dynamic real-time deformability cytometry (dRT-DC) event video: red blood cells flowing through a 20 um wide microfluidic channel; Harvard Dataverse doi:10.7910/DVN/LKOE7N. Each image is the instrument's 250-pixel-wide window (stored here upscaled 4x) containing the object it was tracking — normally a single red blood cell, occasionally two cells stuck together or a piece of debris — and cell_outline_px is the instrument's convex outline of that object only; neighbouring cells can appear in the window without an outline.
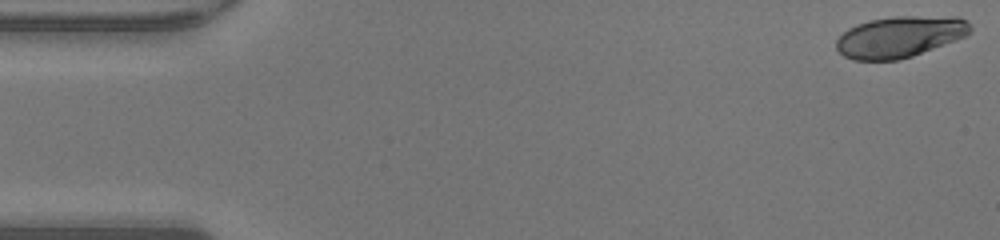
{"species": "human", "species_latin": "Homo sapiens", "temperature_condition": "warm", "stored_images_in_passage": 48, "camera_frame_rate_fps": 3000, "um_per_image_px": 0.085, "donor": {"sex": "male"}, "frame": {"image": 1, "passage_image": 1, "time_ms": 0.0, "image_size_px": [1000, 240], "cell_outline_px": [[972, 32], [956, 40], [912, 56], [900, 60], [852, 60], [844, 56], [836, 48], [836, 40], [848, 28], [856, 24], [868, 20], [892, 16], [960, 16], [968, 20], [972, 28]], "centroid_in_image_um": [76.51, 3.11], "position_along_channel_um": 8.5, "area_um2": 32.54}}
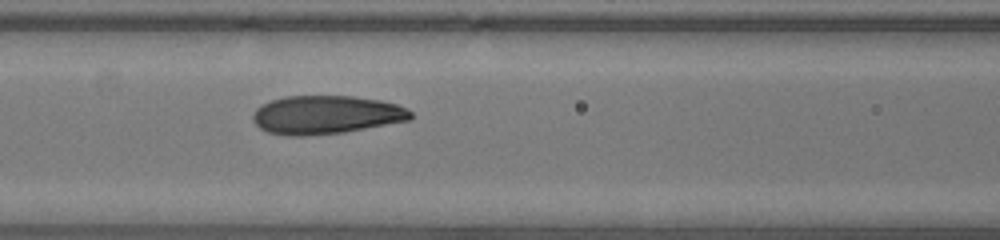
{"frame": {"image": 2, "passage_image": 20, "time_ms": 6.333, "image_size_px": [1000, 240], "cell_outline_px": [[412, 120], [344, 132], [304, 136], [288, 136], [268, 132], [260, 128], [252, 120], [252, 116], [256, 108], [272, 100], [284, 96], [352, 96], [380, 100], [396, 104], [408, 108], [412, 112]], "centroid_in_image_um": [27.73, 9.76], "position_along_channel_um": 138.9, "area_um2": 35.49}}
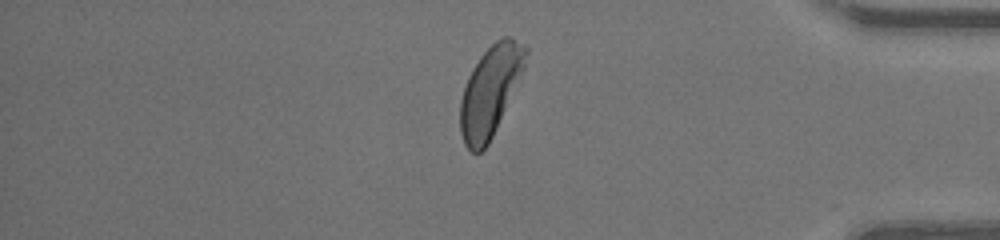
{"frame": {"image": 3, "passage_image": 40, "time_ms": 13.0, "image_size_px": [1000, 240], "cell_outline_px": [[528, 52], [524, 68], [492, 136], [488, 144], [480, 152], [472, 152], [464, 144], [460, 132], [460, 100], [468, 76], [472, 68], [480, 56], [496, 40], [504, 36], [512, 36], [524, 44], [528, 48]], "centroid_in_image_um": [41.66, 7.7], "position_along_channel_um": 393.5, "area_um2": 33.87}, "authors_computed_cell_mechanics": {"area_um2": 34.68, "velocity_mm_per_s": 4.305, "shape_relaxation_time_tau1_ms": 2.6553, "shape_relaxation_time_tau2_ms": null, "deformation_change_tau1": 0.1462, "deformation_change_tau2": null}}